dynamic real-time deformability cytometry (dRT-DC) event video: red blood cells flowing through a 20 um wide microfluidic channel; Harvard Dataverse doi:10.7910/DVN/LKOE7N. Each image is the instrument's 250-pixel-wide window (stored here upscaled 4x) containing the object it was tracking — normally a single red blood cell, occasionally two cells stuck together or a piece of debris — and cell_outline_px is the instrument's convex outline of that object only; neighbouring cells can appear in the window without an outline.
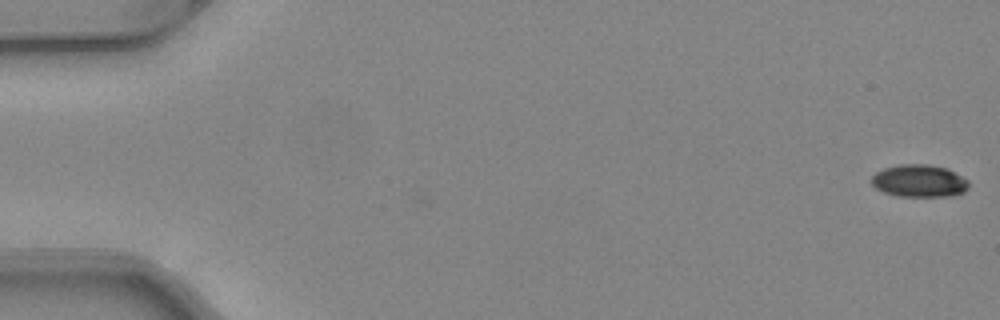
{"species": "common noctule bat (a hibernating species)", "species_latin": "Nyctalus noctula", "temperature_condition": "warm", "stored_images_in_passage": 8, "camera_frame_rate_fps": 3000, "um_per_image_px": 0.085, "animal": {"sex": "female", "body_mass_g": 24.6, "forearm_length_mm": 56.2}, "frame": {"image": 1, "passage_image": 1, "time_ms": 0.0, "image_size_px": [1000, 320], "cell_outline_px": [[968, 188], [964, 192], [948, 196], [896, 196], [884, 192], [876, 188], [872, 184], [872, 176], [876, 172], [884, 168], [900, 164], [928, 164], [948, 168], [968, 180]], "centroid_in_image_um": [78.14, 15.37], "position_along_channel_um": 6.9, "area_um2": 18.38}}